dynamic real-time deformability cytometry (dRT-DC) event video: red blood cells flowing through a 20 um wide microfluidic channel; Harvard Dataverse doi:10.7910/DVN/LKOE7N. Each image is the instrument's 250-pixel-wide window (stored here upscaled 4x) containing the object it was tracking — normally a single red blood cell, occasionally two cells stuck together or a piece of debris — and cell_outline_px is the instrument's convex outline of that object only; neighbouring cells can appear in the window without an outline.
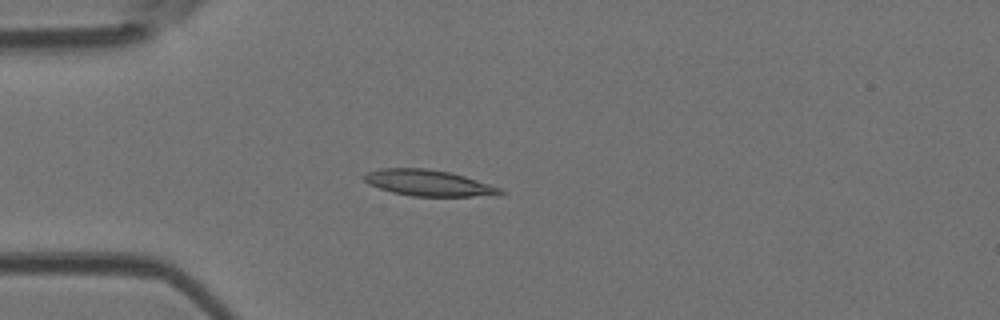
{"species": "Egyptian fruit bat (a non-hibernating species)", "species_latin": "Rousettus aegyptiacus", "temperature_condition": "room temperature", "stored_images_in_passage": 5, "camera_frame_rate_fps": 3000, "um_per_image_px": 0.085, "animal": {"sex": "female"}, "frame": {"image": 1, "passage_image": 3, "time_ms": 0.667, "image_size_px": [1000, 320], "cell_outline_px": [[504, 192], [500, 196], [412, 196], [392, 192], [368, 184], [360, 176], [364, 172], [380, 168], [428, 168], [448, 172], [464, 176], [500, 188]], "centroid_in_image_um": [36.37, 15.55], "position_along_channel_um": 48.6, "area_um2": 20.81}}
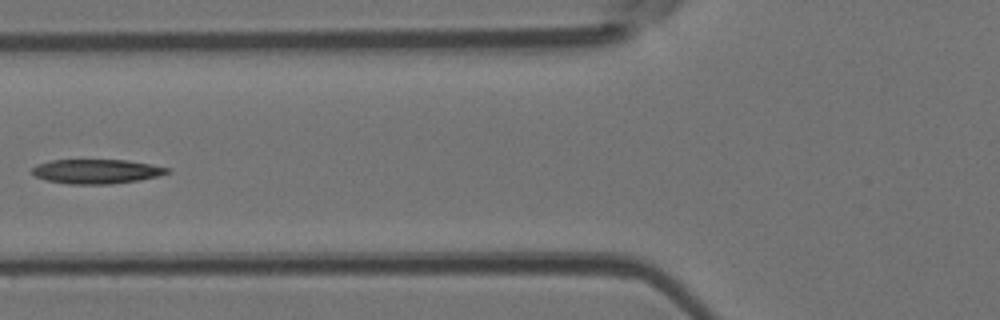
{"frame": {"image": 2, "passage_image": 5, "time_ms": 1.333, "image_size_px": [1000, 320], "cell_outline_px": [[172, 168], [168, 172], [160, 176], [140, 180], [108, 184], [68, 184], [48, 180], [36, 176], [32, 172], [32, 168], [36, 164], [52, 160], [128, 160], [152, 164]], "centroid_in_image_um": [8.25, 14.56], "position_along_channel_um": 117.6, "area_um2": 19.25}}